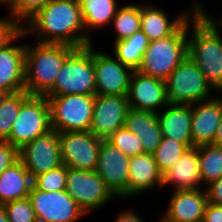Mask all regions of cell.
<instances>
[{
  "mask_svg": "<svg viewBox=\"0 0 222 222\" xmlns=\"http://www.w3.org/2000/svg\"><path fill=\"white\" fill-rule=\"evenodd\" d=\"M159 222H178V221H159Z\"/></svg>",
  "mask_w": 222,
  "mask_h": 222,
  "instance_id": "45",
  "label": "cell"
},
{
  "mask_svg": "<svg viewBox=\"0 0 222 222\" xmlns=\"http://www.w3.org/2000/svg\"><path fill=\"white\" fill-rule=\"evenodd\" d=\"M208 203L222 206V177L205 187Z\"/></svg>",
  "mask_w": 222,
  "mask_h": 222,
  "instance_id": "38",
  "label": "cell"
},
{
  "mask_svg": "<svg viewBox=\"0 0 222 222\" xmlns=\"http://www.w3.org/2000/svg\"><path fill=\"white\" fill-rule=\"evenodd\" d=\"M214 145L222 147V118L220 120L218 130L216 131L215 139L213 142Z\"/></svg>",
  "mask_w": 222,
  "mask_h": 222,
  "instance_id": "41",
  "label": "cell"
},
{
  "mask_svg": "<svg viewBox=\"0 0 222 222\" xmlns=\"http://www.w3.org/2000/svg\"><path fill=\"white\" fill-rule=\"evenodd\" d=\"M21 30L22 26L12 17L0 18V49L8 44Z\"/></svg>",
  "mask_w": 222,
  "mask_h": 222,
  "instance_id": "36",
  "label": "cell"
},
{
  "mask_svg": "<svg viewBox=\"0 0 222 222\" xmlns=\"http://www.w3.org/2000/svg\"><path fill=\"white\" fill-rule=\"evenodd\" d=\"M200 176L206 186L222 177V147L214 144L198 146Z\"/></svg>",
  "mask_w": 222,
  "mask_h": 222,
  "instance_id": "28",
  "label": "cell"
},
{
  "mask_svg": "<svg viewBox=\"0 0 222 222\" xmlns=\"http://www.w3.org/2000/svg\"><path fill=\"white\" fill-rule=\"evenodd\" d=\"M189 29L187 19L172 35L151 41L137 71L165 81L188 56Z\"/></svg>",
  "mask_w": 222,
  "mask_h": 222,
  "instance_id": "4",
  "label": "cell"
},
{
  "mask_svg": "<svg viewBox=\"0 0 222 222\" xmlns=\"http://www.w3.org/2000/svg\"><path fill=\"white\" fill-rule=\"evenodd\" d=\"M162 136L193 148L191 137L192 104H168L157 113Z\"/></svg>",
  "mask_w": 222,
  "mask_h": 222,
  "instance_id": "21",
  "label": "cell"
},
{
  "mask_svg": "<svg viewBox=\"0 0 222 222\" xmlns=\"http://www.w3.org/2000/svg\"><path fill=\"white\" fill-rule=\"evenodd\" d=\"M30 96L23 90L21 92L9 94L0 106V141H6L14 120L19 114L22 103Z\"/></svg>",
  "mask_w": 222,
  "mask_h": 222,
  "instance_id": "30",
  "label": "cell"
},
{
  "mask_svg": "<svg viewBox=\"0 0 222 222\" xmlns=\"http://www.w3.org/2000/svg\"><path fill=\"white\" fill-rule=\"evenodd\" d=\"M28 198L38 222H75L85 215L65 190L45 192L33 185Z\"/></svg>",
  "mask_w": 222,
  "mask_h": 222,
  "instance_id": "10",
  "label": "cell"
},
{
  "mask_svg": "<svg viewBox=\"0 0 222 222\" xmlns=\"http://www.w3.org/2000/svg\"><path fill=\"white\" fill-rule=\"evenodd\" d=\"M22 26L39 43L66 44L83 48L93 44L84 28L79 0H51ZM29 27V28H28Z\"/></svg>",
  "mask_w": 222,
  "mask_h": 222,
  "instance_id": "1",
  "label": "cell"
},
{
  "mask_svg": "<svg viewBox=\"0 0 222 222\" xmlns=\"http://www.w3.org/2000/svg\"><path fill=\"white\" fill-rule=\"evenodd\" d=\"M114 222H144L140 216L133 210H124L120 213Z\"/></svg>",
  "mask_w": 222,
  "mask_h": 222,
  "instance_id": "40",
  "label": "cell"
},
{
  "mask_svg": "<svg viewBox=\"0 0 222 222\" xmlns=\"http://www.w3.org/2000/svg\"><path fill=\"white\" fill-rule=\"evenodd\" d=\"M170 104H194L208 100L212 87L206 77L189 56H187L165 80Z\"/></svg>",
  "mask_w": 222,
  "mask_h": 222,
  "instance_id": "8",
  "label": "cell"
},
{
  "mask_svg": "<svg viewBox=\"0 0 222 222\" xmlns=\"http://www.w3.org/2000/svg\"><path fill=\"white\" fill-rule=\"evenodd\" d=\"M50 106L51 127L58 133L90 131L94 95L45 96Z\"/></svg>",
  "mask_w": 222,
  "mask_h": 222,
  "instance_id": "6",
  "label": "cell"
},
{
  "mask_svg": "<svg viewBox=\"0 0 222 222\" xmlns=\"http://www.w3.org/2000/svg\"><path fill=\"white\" fill-rule=\"evenodd\" d=\"M51 0H12L9 3L10 15L19 25L23 20L28 21ZM22 23H21V22Z\"/></svg>",
  "mask_w": 222,
  "mask_h": 222,
  "instance_id": "34",
  "label": "cell"
},
{
  "mask_svg": "<svg viewBox=\"0 0 222 222\" xmlns=\"http://www.w3.org/2000/svg\"><path fill=\"white\" fill-rule=\"evenodd\" d=\"M128 176V197L150 191L153 187L162 188V174L159 172L153 154L142 153L130 157Z\"/></svg>",
  "mask_w": 222,
  "mask_h": 222,
  "instance_id": "22",
  "label": "cell"
},
{
  "mask_svg": "<svg viewBox=\"0 0 222 222\" xmlns=\"http://www.w3.org/2000/svg\"><path fill=\"white\" fill-rule=\"evenodd\" d=\"M21 30L8 44L0 49V88L17 93L25 90V48L26 44H15L21 37H27Z\"/></svg>",
  "mask_w": 222,
  "mask_h": 222,
  "instance_id": "17",
  "label": "cell"
},
{
  "mask_svg": "<svg viewBox=\"0 0 222 222\" xmlns=\"http://www.w3.org/2000/svg\"><path fill=\"white\" fill-rule=\"evenodd\" d=\"M221 118V95L192 104L191 137L194 147L213 144Z\"/></svg>",
  "mask_w": 222,
  "mask_h": 222,
  "instance_id": "18",
  "label": "cell"
},
{
  "mask_svg": "<svg viewBox=\"0 0 222 222\" xmlns=\"http://www.w3.org/2000/svg\"><path fill=\"white\" fill-rule=\"evenodd\" d=\"M106 140L113 146L118 147L128 157L144 153L140 139L125 126L112 133Z\"/></svg>",
  "mask_w": 222,
  "mask_h": 222,
  "instance_id": "32",
  "label": "cell"
},
{
  "mask_svg": "<svg viewBox=\"0 0 222 222\" xmlns=\"http://www.w3.org/2000/svg\"><path fill=\"white\" fill-rule=\"evenodd\" d=\"M81 15L86 33L91 37L93 28L112 23L117 10V0H80Z\"/></svg>",
  "mask_w": 222,
  "mask_h": 222,
  "instance_id": "26",
  "label": "cell"
},
{
  "mask_svg": "<svg viewBox=\"0 0 222 222\" xmlns=\"http://www.w3.org/2000/svg\"><path fill=\"white\" fill-rule=\"evenodd\" d=\"M19 160V149L7 141H0V174Z\"/></svg>",
  "mask_w": 222,
  "mask_h": 222,
  "instance_id": "37",
  "label": "cell"
},
{
  "mask_svg": "<svg viewBox=\"0 0 222 222\" xmlns=\"http://www.w3.org/2000/svg\"><path fill=\"white\" fill-rule=\"evenodd\" d=\"M0 222H9L3 205H0Z\"/></svg>",
  "mask_w": 222,
  "mask_h": 222,
  "instance_id": "42",
  "label": "cell"
},
{
  "mask_svg": "<svg viewBox=\"0 0 222 222\" xmlns=\"http://www.w3.org/2000/svg\"><path fill=\"white\" fill-rule=\"evenodd\" d=\"M9 222H38L29 198L3 204Z\"/></svg>",
  "mask_w": 222,
  "mask_h": 222,
  "instance_id": "35",
  "label": "cell"
},
{
  "mask_svg": "<svg viewBox=\"0 0 222 222\" xmlns=\"http://www.w3.org/2000/svg\"><path fill=\"white\" fill-rule=\"evenodd\" d=\"M204 9L201 5L188 18L189 28H192V34H188V56L198 65L215 93L221 94L222 37L219 26L222 25V17L220 20L212 18Z\"/></svg>",
  "mask_w": 222,
  "mask_h": 222,
  "instance_id": "2",
  "label": "cell"
},
{
  "mask_svg": "<svg viewBox=\"0 0 222 222\" xmlns=\"http://www.w3.org/2000/svg\"><path fill=\"white\" fill-rule=\"evenodd\" d=\"M207 204L206 190H174L160 221L202 222Z\"/></svg>",
  "mask_w": 222,
  "mask_h": 222,
  "instance_id": "19",
  "label": "cell"
},
{
  "mask_svg": "<svg viewBox=\"0 0 222 222\" xmlns=\"http://www.w3.org/2000/svg\"><path fill=\"white\" fill-rule=\"evenodd\" d=\"M188 149L183 143L163 137L153 153L159 172L163 175Z\"/></svg>",
  "mask_w": 222,
  "mask_h": 222,
  "instance_id": "31",
  "label": "cell"
},
{
  "mask_svg": "<svg viewBox=\"0 0 222 222\" xmlns=\"http://www.w3.org/2000/svg\"><path fill=\"white\" fill-rule=\"evenodd\" d=\"M93 44L77 48L64 62L44 96L96 95Z\"/></svg>",
  "mask_w": 222,
  "mask_h": 222,
  "instance_id": "5",
  "label": "cell"
},
{
  "mask_svg": "<svg viewBox=\"0 0 222 222\" xmlns=\"http://www.w3.org/2000/svg\"><path fill=\"white\" fill-rule=\"evenodd\" d=\"M202 222H222V206L208 203Z\"/></svg>",
  "mask_w": 222,
  "mask_h": 222,
  "instance_id": "39",
  "label": "cell"
},
{
  "mask_svg": "<svg viewBox=\"0 0 222 222\" xmlns=\"http://www.w3.org/2000/svg\"><path fill=\"white\" fill-rule=\"evenodd\" d=\"M27 44L25 48V91L44 95L53 85L65 60L77 49L66 44Z\"/></svg>",
  "mask_w": 222,
  "mask_h": 222,
  "instance_id": "3",
  "label": "cell"
},
{
  "mask_svg": "<svg viewBox=\"0 0 222 222\" xmlns=\"http://www.w3.org/2000/svg\"><path fill=\"white\" fill-rule=\"evenodd\" d=\"M0 4H5V6H9V2L7 0H0Z\"/></svg>",
  "mask_w": 222,
  "mask_h": 222,
  "instance_id": "44",
  "label": "cell"
},
{
  "mask_svg": "<svg viewBox=\"0 0 222 222\" xmlns=\"http://www.w3.org/2000/svg\"><path fill=\"white\" fill-rule=\"evenodd\" d=\"M124 126L140 139L144 153L153 154L163 138L157 113L129 109Z\"/></svg>",
  "mask_w": 222,
  "mask_h": 222,
  "instance_id": "24",
  "label": "cell"
},
{
  "mask_svg": "<svg viewBox=\"0 0 222 222\" xmlns=\"http://www.w3.org/2000/svg\"><path fill=\"white\" fill-rule=\"evenodd\" d=\"M52 130L50 106L44 95H30L21 105L6 140L19 150Z\"/></svg>",
  "mask_w": 222,
  "mask_h": 222,
  "instance_id": "7",
  "label": "cell"
},
{
  "mask_svg": "<svg viewBox=\"0 0 222 222\" xmlns=\"http://www.w3.org/2000/svg\"><path fill=\"white\" fill-rule=\"evenodd\" d=\"M9 94V92H6L5 90L0 88V106Z\"/></svg>",
  "mask_w": 222,
  "mask_h": 222,
  "instance_id": "43",
  "label": "cell"
},
{
  "mask_svg": "<svg viewBox=\"0 0 222 222\" xmlns=\"http://www.w3.org/2000/svg\"><path fill=\"white\" fill-rule=\"evenodd\" d=\"M130 157L107 140H102L96 173L117 198L128 197V176Z\"/></svg>",
  "mask_w": 222,
  "mask_h": 222,
  "instance_id": "13",
  "label": "cell"
},
{
  "mask_svg": "<svg viewBox=\"0 0 222 222\" xmlns=\"http://www.w3.org/2000/svg\"><path fill=\"white\" fill-rule=\"evenodd\" d=\"M129 109L127 96L94 95L90 131L96 137L106 140L112 133L124 126Z\"/></svg>",
  "mask_w": 222,
  "mask_h": 222,
  "instance_id": "14",
  "label": "cell"
},
{
  "mask_svg": "<svg viewBox=\"0 0 222 222\" xmlns=\"http://www.w3.org/2000/svg\"><path fill=\"white\" fill-rule=\"evenodd\" d=\"M67 166L41 173L33 178V185L45 192L65 190L66 188Z\"/></svg>",
  "mask_w": 222,
  "mask_h": 222,
  "instance_id": "33",
  "label": "cell"
},
{
  "mask_svg": "<svg viewBox=\"0 0 222 222\" xmlns=\"http://www.w3.org/2000/svg\"><path fill=\"white\" fill-rule=\"evenodd\" d=\"M112 22L116 32L114 42L131 37L134 32L140 30L141 4L120 6Z\"/></svg>",
  "mask_w": 222,
  "mask_h": 222,
  "instance_id": "29",
  "label": "cell"
},
{
  "mask_svg": "<svg viewBox=\"0 0 222 222\" xmlns=\"http://www.w3.org/2000/svg\"><path fill=\"white\" fill-rule=\"evenodd\" d=\"M33 178L19 159L0 174V205L28 198Z\"/></svg>",
  "mask_w": 222,
  "mask_h": 222,
  "instance_id": "25",
  "label": "cell"
},
{
  "mask_svg": "<svg viewBox=\"0 0 222 222\" xmlns=\"http://www.w3.org/2000/svg\"><path fill=\"white\" fill-rule=\"evenodd\" d=\"M96 94L127 96L133 70L116 57L94 49Z\"/></svg>",
  "mask_w": 222,
  "mask_h": 222,
  "instance_id": "15",
  "label": "cell"
},
{
  "mask_svg": "<svg viewBox=\"0 0 222 222\" xmlns=\"http://www.w3.org/2000/svg\"><path fill=\"white\" fill-rule=\"evenodd\" d=\"M174 185L173 190L200 189V162L198 147L189 148L175 164L162 175V188Z\"/></svg>",
  "mask_w": 222,
  "mask_h": 222,
  "instance_id": "23",
  "label": "cell"
},
{
  "mask_svg": "<svg viewBox=\"0 0 222 222\" xmlns=\"http://www.w3.org/2000/svg\"><path fill=\"white\" fill-rule=\"evenodd\" d=\"M149 43L148 37L140 29L131 37L114 42V55L125 66L137 70Z\"/></svg>",
  "mask_w": 222,
  "mask_h": 222,
  "instance_id": "27",
  "label": "cell"
},
{
  "mask_svg": "<svg viewBox=\"0 0 222 222\" xmlns=\"http://www.w3.org/2000/svg\"><path fill=\"white\" fill-rule=\"evenodd\" d=\"M19 159L32 178L63 165L59 133L51 130L19 150Z\"/></svg>",
  "mask_w": 222,
  "mask_h": 222,
  "instance_id": "12",
  "label": "cell"
},
{
  "mask_svg": "<svg viewBox=\"0 0 222 222\" xmlns=\"http://www.w3.org/2000/svg\"><path fill=\"white\" fill-rule=\"evenodd\" d=\"M127 100L131 109L158 113V108H165L169 104L166 83L133 70Z\"/></svg>",
  "mask_w": 222,
  "mask_h": 222,
  "instance_id": "16",
  "label": "cell"
},
{
  "mask_svg": "<svg viewBox=\"0 0 222 222\" xmlns=\"http://www.w3.org/2000/svg\"><path fill=\"white\" fill-rule=\"evenodd\" d=\"M153 4H141L140 29L149 41H155L172 35L201 5L195 2L192 10L179 14L172 21L163 9L156 8Z\"/></svg>",
  "mask_w": 222,
  "mask_h": 222,
  "instance_id": "20",
  "label": "cell"
},
{
  "mask_svg": "<svg viewBox=\"0 0 222 222\" xmlns=\"http://www.w3.org/2000/svg\"><path fill=\"white\" fill-rule=\"evenodd\" d=\"M59 142L64 165L78 170H95L102 139L91 131H74L59 133Z\"/></svg>",
  "mask_w": 222,
  "mask_h": 222,
  "instance_id": "11",
  "label": "cell"
},
{
  "mask_svg": "<svg viewBox=\"0 0 222 222\" xmlns=\"http://www.w3.org/2000/svg\"><path fill=\"white\" fill-rule=\"evenodd\" d=\"M65 191L85 214L105 206L104 204L110 199L117 198L95 170L86 171L67 167Z\"/></svg>",
  "mask_w": 222,
  "mask_h": 222,
  "instance_id": "9",
  "label": "cell"
}]
</instances>
